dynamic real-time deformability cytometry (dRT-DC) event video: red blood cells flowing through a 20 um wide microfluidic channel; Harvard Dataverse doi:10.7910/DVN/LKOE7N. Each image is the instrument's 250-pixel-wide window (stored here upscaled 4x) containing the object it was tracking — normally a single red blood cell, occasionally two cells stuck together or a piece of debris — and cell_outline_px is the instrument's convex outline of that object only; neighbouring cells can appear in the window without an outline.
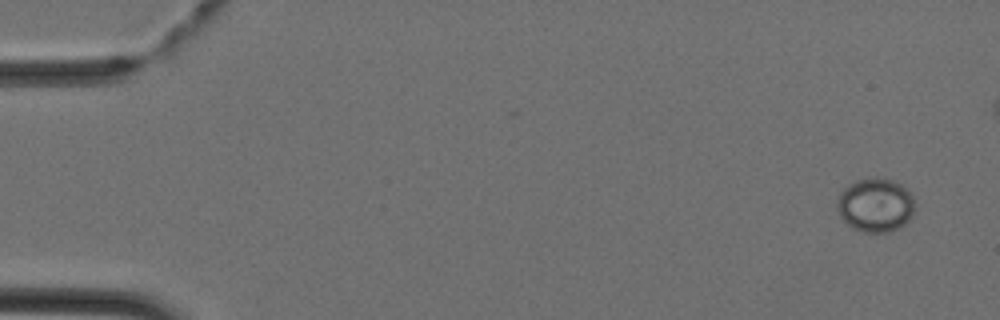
{"species": "Egyptian fruit bat (a non-hibernating species)", "species_latin": "Rousettus aegyptiacus", "temperature_condition": "cold", "stored_images_in_passage": 5, "camera_frame_rate_fps": 3000, "um_per_image_px": 0.085, "animal": {"sex": "female"}, "frame": {"image": 1, "passage_image": 1, "time_ms": 0.0, "image_size_px": [1000, 320], "cell_outline_px": [[912, 216], [904, 224], [888, 232], [864, 232], [852, 228], [840, 216], [836, 204], [836, 200], [840, 192], [844, 188], [856, 180], [892, 180], [908, 188], [912, 196]], "centroid_in_image_um": [74.38, 17.45], "position_along_channel_um": 10.6, "area_um2": 23.81}}